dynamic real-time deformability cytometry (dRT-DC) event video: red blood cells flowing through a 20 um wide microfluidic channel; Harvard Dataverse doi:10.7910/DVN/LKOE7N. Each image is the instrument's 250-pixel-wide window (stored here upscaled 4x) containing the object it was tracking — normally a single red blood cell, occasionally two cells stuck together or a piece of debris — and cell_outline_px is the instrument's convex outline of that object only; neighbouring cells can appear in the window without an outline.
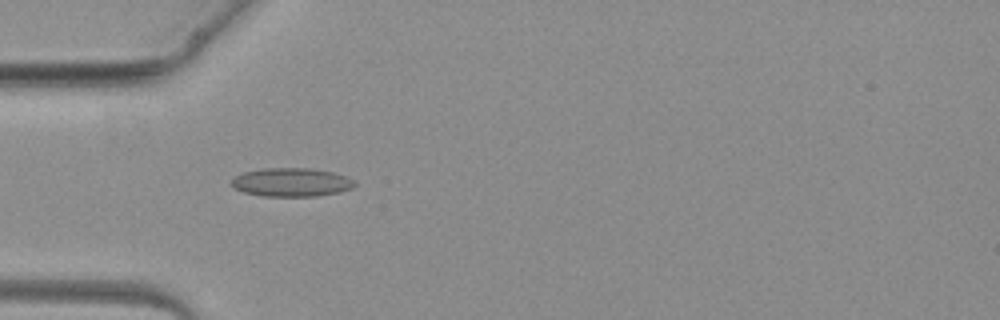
{"species": "common noctule bat (a hibernating species)", "species_latin": "Nyctalus noctula", "temperature_condition": "warm", "stored_images_in_passage": 4, "camera_frame_rate_fps": 3000, "um_per_image_px": 0.085, "animal": {"sex": "female", "body_mass_g": 19.3, "forearm_length_mm": 54.1}, "frame": {"image": 1, "passage_image": 4, "time_ms": 3.667, "image_size_px": [1000, 320], "cell_outline_px": [[356, 184], [352, 188], [340, 192], [316, 196], [260, 196], [244, 192], [236, 188], [232, 184], [232, 180], [236, 176], [244, 172], [264, 168], [308, 168], [332, 172], [344, 176], [352, 180]], "centroid_in_image_um": [24.77, 15.5], "position_along_channel_um": 60.2, "area_um2": 20.29}}